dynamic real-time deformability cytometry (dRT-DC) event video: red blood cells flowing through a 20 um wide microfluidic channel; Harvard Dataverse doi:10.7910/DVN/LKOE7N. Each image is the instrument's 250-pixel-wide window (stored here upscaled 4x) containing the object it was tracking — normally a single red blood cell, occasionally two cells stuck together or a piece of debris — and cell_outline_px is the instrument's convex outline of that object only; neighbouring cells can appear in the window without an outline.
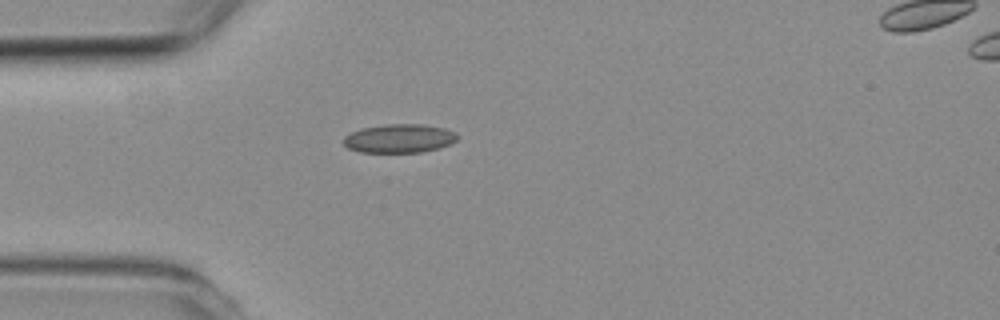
{"species": "common noctule bat (a hibernating species)", "species_latin": "Nyctalus noctula", "temperature_condition": "room temperature", "stored_images_in_passage": 5, "camera_frame_rate_fps": 3000, "um_per_image_px": 0.085, "animal": {"sex": "female", "body_mass_g": 19.3, "forearm_length_mm": 54.1}, "frame": {"image": 1, "passage_image": 5, "time_ms": 5.667, "image_size_px": [1000, 320], "cell_outline_px": [[460, 136], [456, 140], [440, 148], [420, 152], [360, 152], [348, 148], [340, 140], [344, 136], [360, 128], [388, 124], [420, 124], [444, 128], [456, 132]], "centroid_in_image_um": [33.92, 11.76], "position_along_channel_um": 51.1, "area_um2": 19.13}}